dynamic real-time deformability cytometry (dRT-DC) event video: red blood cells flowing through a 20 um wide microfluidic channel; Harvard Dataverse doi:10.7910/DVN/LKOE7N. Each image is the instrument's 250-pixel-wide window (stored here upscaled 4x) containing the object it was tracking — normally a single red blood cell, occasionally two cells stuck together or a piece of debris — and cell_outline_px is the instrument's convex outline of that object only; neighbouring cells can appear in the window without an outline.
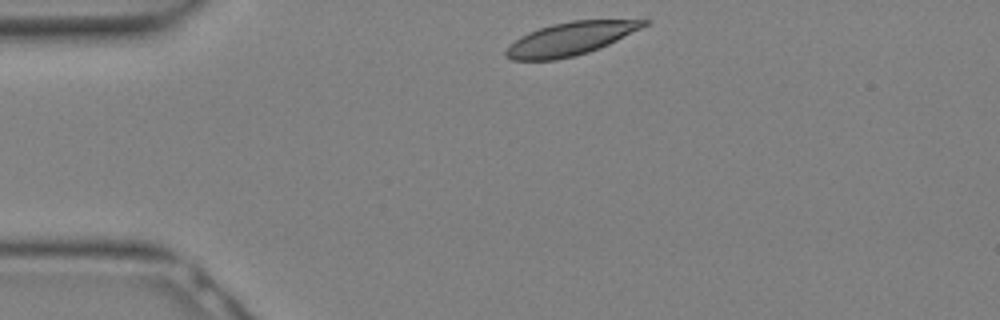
{"species": "Egyptian fruit bat (a non-hibernating species)", "species_latin": "Rousettus aegyptiacus", "temperature_condition": "warm", "stored_images_in_passage": 11, "camera_frame_rate_fps": 3000, "um_per_image_px": 0.085, "animal": {"sex": "female"}, "frame": {"image": 1, "passage_image": 1, "time_ms": 0.0, "image_size_px": [1000, 320], "cell_outline_px": [[652, 20], [648, 24], [608, 44], [588, 52], [556, 60], [512, 60], [504, 56], [504, 52], [508, 44], [520, 36], [528, 32], [552, 24], [572, 20]], "centroid_in_image_um": [48.4, 3.3], "position_along_channel_um": 36.6, "area_um2": 26.36}}
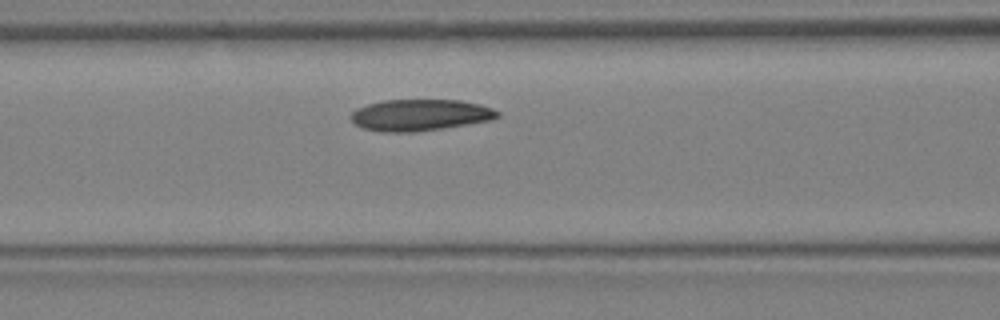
{"frame": {"image": 2, "passage_image": 7, "time_ms": 2.0, "image_size_px": [1000, 320], "cell_outline_px": [[500, 116], [492, 120], [440, 128], [412, 132], [380, 132], [364, 128], [356, 124], [352, 120], [352, 112], [356, 108], [368, 104], [384, 100], [460, 100], [480, 104], [492, 108], [500, 112]], "centroid_in_image_um": [35.72, 9.77], "position_along_channel_um": 130.9, "area_um2": 26.7}}
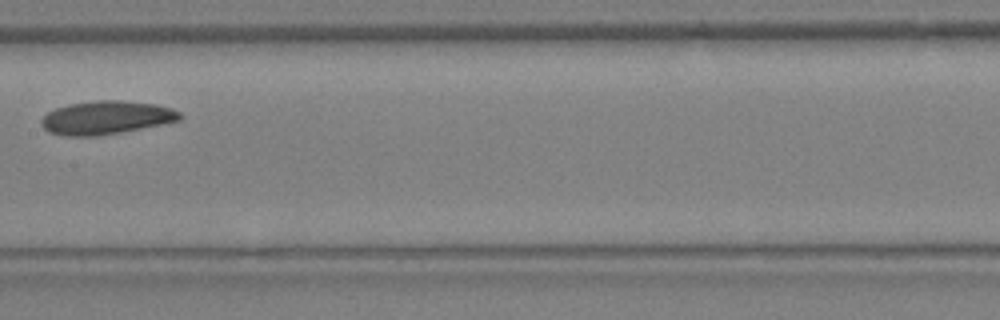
{"frame": {"image": 3, "passage_image": 10, "time_ms": 3.0, "image_size_px": [1000, 320], "cell_outline_px": [[180, 120], [120, 132], [96, 136], [64, 136], [48, 132], [40, 124], [40, 120], [48, 112], [56, 108], [68, 104], [96, 100], [116, 100], [156, 104], [180, 112]], "centroid_in_image_um": [8.95, 10.0], "position_along_channel_um": 198.4, "area_um2": 26.65}}